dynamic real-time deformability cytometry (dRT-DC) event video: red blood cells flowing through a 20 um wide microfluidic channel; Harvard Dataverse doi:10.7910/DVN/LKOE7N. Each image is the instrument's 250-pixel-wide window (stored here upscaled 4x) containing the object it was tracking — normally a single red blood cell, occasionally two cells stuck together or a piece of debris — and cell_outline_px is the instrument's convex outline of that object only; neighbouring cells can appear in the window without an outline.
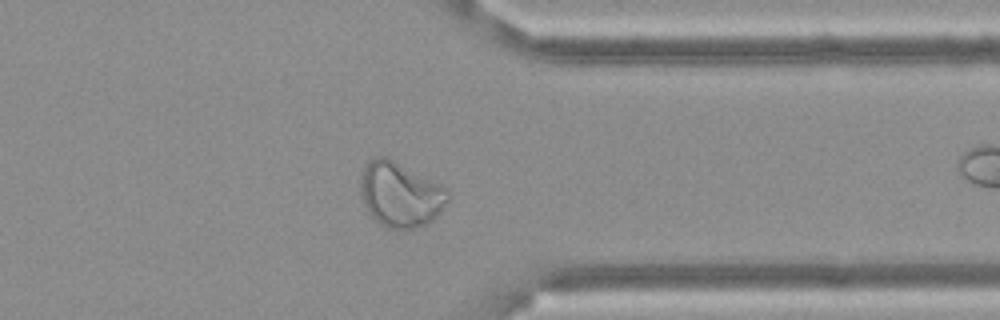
{"species": "Egyptian fruit bat (a non-hibernating species)", "species_latin": "Rousettus aegyptiacus", "temperature_condition": "cold", "stored_images_in_passage": 46, "camera_frame_rate_fps": 3000, "um_per_image_px": 0.085, "frame": {"image": 1, "passage_image": 33, "time_ms": 10.667, "image_size_px": [1000, 320], "cell_outline_px": [[448, 200], [436, 216], [432, 220], [416, 228], [388, 228], [380, 224], [368, 212], [364, 204], [360, 192], [360, 176], [364, 168], [376, 156], [388, 156], [440, 184], [448, 192]], "centroid_in_image_um": [34.0, 16.51], "position_along_channel_um": 377.4, "area_um2": 32.77}}